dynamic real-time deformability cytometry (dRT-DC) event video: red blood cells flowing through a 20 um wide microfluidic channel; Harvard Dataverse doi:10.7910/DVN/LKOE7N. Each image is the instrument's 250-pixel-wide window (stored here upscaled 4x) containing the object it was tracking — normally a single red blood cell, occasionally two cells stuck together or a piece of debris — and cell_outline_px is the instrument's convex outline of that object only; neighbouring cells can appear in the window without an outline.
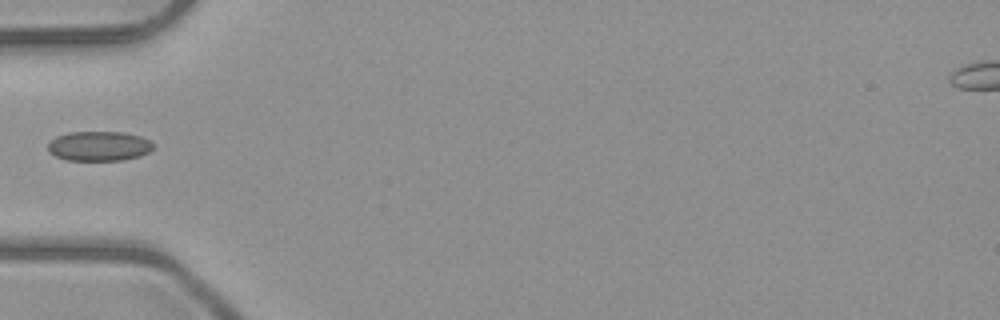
{"species": "common noctule bat (a hibernating species)", "species_latin": "Nyctalus noctula", "temperature_condition": "room temperature", "stored_images_in_passage": 4, "camera_frame_rate_fps": 3000, "um_per_image_px": 0.085, "animal": {"sex": "male", "body_mass_g": 23.1, "forearm_length_mm": 52.7}, "frame": {"image": 1, "passage_image": 4, "time_ms": 3.667, "image_size_px": [1000, 320], "cell_outline_px": [[152, 148], [148, 152], [140, 156], [124, 160], [68, 160], [56, 156], [48, 152], [48, 144], [56, 136], [68, 132], [124, 132], [140, 136], [148, 140], [152, 144]], "centroid_in_image_um": [8.39, 12.41], "position_along_channel_um": 76.6, "area_um2": 18.15}}